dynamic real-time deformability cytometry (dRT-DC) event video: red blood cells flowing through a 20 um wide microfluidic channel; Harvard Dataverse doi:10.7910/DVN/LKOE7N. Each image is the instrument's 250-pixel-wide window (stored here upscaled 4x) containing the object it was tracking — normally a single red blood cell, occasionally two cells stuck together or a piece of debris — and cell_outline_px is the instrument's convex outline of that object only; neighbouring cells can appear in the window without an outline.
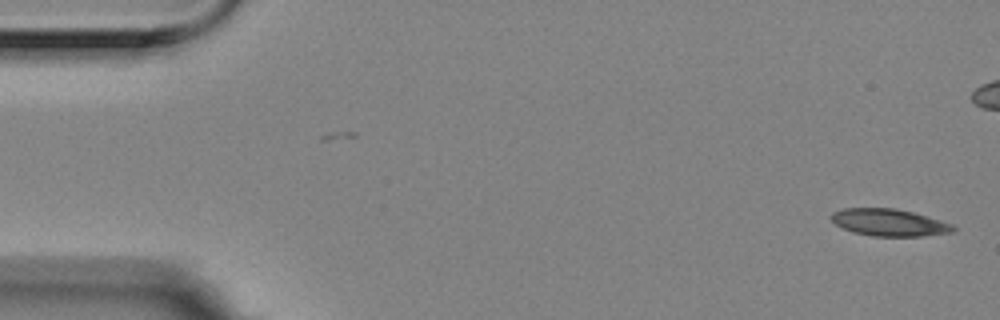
{"species": "Egyptian fruit bat (a non-hibernating species)", "species_latin": "Rousettus aegyptiacus", "temperature_condition": "room temperature", "stored_images_in_passage": 6, "camera_frame_rate_fps": 3000, "um_per_image_px": 0.085, "animal": {"sex": "female"}, "frame": {"image": 1, "passage_image": 1, "time_ms": 0.0, "image_size_px": [1000, 320], "cell_outline_px": [[956, 228], [952, 232], [920, 236], [872, 236], [852, 232], [836, 224], [832, 220], [832, 212], [844, 208], [896, 208], [912, 212], [940, 220], [952, 224]], "centroid_in_image_um": [75.57, 18.91], "position_along_channel_um": 9.4, "area_um2": 19.07}}
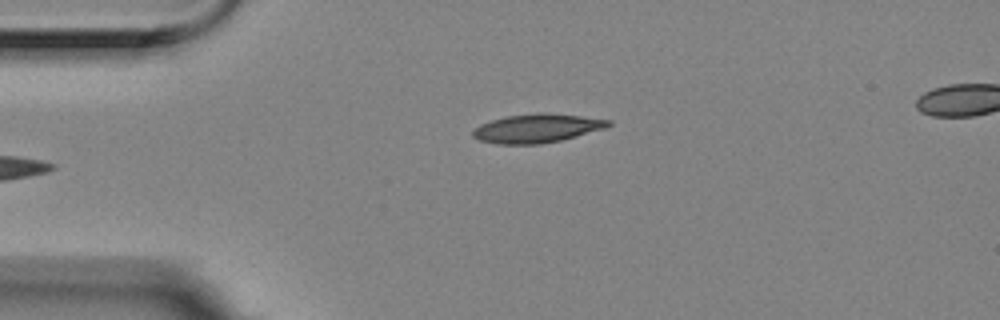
{"frame": {"image": 2, "passage_image": 6, "time_ms": 1.667, "image_size_px": [1000, 320], "cell_outline_px": [[612, 124], [604, 128], [560, 140], [540, 144], [496, 144], [480, 140], [472, 136], [472, 128], [480, 124], [504, 116], [536, 112], [548, 112], [612, 120]], "centroid_in_image_um": [45.59, 10.89], "position_along_channel_um": 39.4, "area_um2": 22.77}}